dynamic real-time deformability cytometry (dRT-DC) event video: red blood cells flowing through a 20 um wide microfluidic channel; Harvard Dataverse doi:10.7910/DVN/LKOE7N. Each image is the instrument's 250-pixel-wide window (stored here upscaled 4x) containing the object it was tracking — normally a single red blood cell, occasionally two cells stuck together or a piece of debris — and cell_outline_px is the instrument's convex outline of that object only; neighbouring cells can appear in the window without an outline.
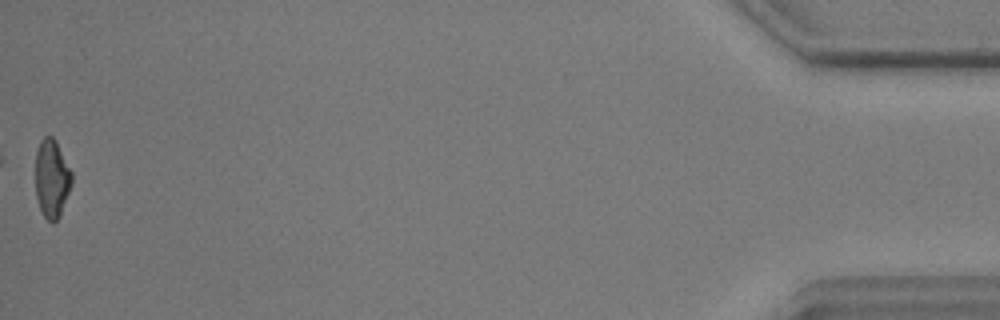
{"species": "common noctule bat (a hibernating species)", "species_latin": "Nyctalus noctula", "temperature_condition": "warm", "stored_images_in_passage": 38, "camera_frame_rate_fps": 3000, "um_per_image_px": 0.085, "animal": {"sex": "male", "body_mass_g": 17.9, "forearm_length_mm": 54.2}, "frame": {"image": 1, "passage_image": 38, "time_ms": 12.333, "image_size_px": [1000, 320], "cell_outline_px": [[72, 184], [60, 216], [52, 224], [44, 216], [40, 208], [36, 196], [36, 152], [40, 140], [44, 136], [52, 136], [56, 140], [72, 172]], "centroid_in_image_um": [4.41, 15.17], "position_along_channel_um": 430.8, "area_um2": 16.65}, "authors_computed_cell_mechanics": {"area_um2": 17.4267, "velocity_mm_per_s": 3.661, "shape_relaxation_time_tau1_ms": 7.2279, "shape_relaxation_time_tau2_ms": 4.6486, "deformation_change_tau1": 0.1904, "deformation_change_tau2": 0.1179}}